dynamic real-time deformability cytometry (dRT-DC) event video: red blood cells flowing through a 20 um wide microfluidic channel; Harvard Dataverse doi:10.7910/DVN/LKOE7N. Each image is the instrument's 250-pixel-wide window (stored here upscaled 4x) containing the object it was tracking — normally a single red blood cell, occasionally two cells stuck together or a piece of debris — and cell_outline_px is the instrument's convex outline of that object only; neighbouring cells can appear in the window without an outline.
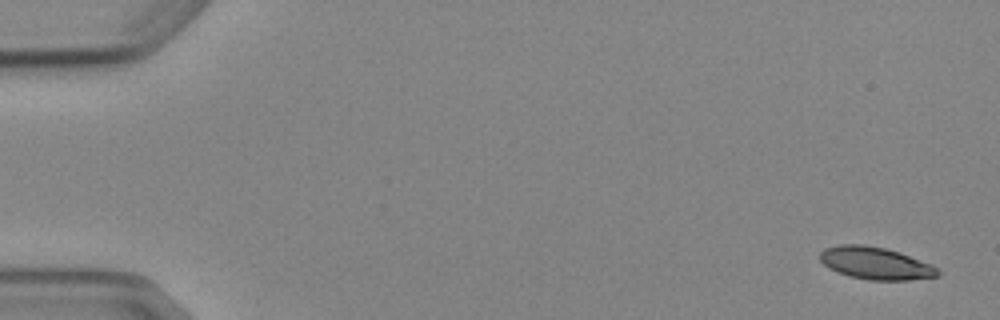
{"species": "Egyptian fruit bat (a non-hibernating species)", "species_latin": "Rousettus aegyptiacus", "temperature_condition": "cold", "stored_images_in_passage": 5, "camera_frame_rate_fps": 3000, "um_per_image_px": 0.085, "animal": {"sex": "female"}, "frame": {"image": 1, "passage_image": 1, "time_ms": 0.0, "image_size_px": [1000, 320], "cell_outline_px": [[940, 276], [908, 280], [868, 280], [848, 276], [836, 272], [828, 268], [820, 260], [820, 252], [824, 248], [840, 244], [864, 244], [884, 248], [900, 252], [932, 264], [940, 272]], "centroid_in_image_um": [74.41, 22.37], "position_along_channel_um": 10.6, "area_um2": 22.43}}
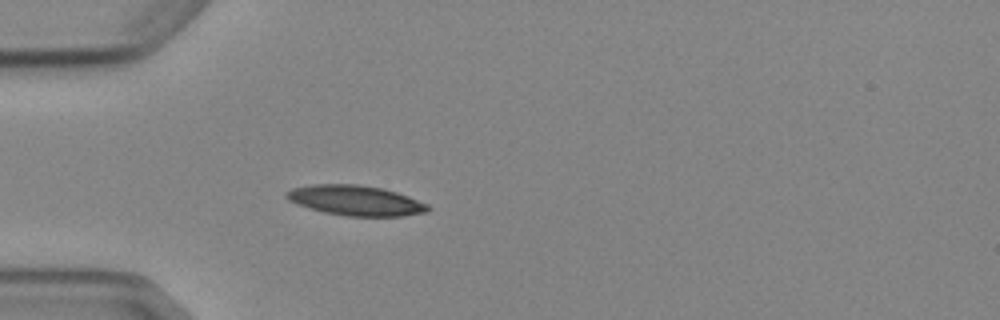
{"frame": {"image": 2, "passage_image": 5, "time_ms": 4.667, "image_size_px": [1000, 320], "cell_outline_px": [[432, 208], [428, 212], [404, 216], [348, 216], [324, 212], [308, 208], [296, 204], [288, 200], [284, 196], [284, 192], [292, 188], [312, 184], [356, 184], [384, 188], [408, 196], [428, 204]], "centroid_in_image_um": [30.22, 17.04], "position_along_channel_um": 54.8, "area_um2": 25.09}}